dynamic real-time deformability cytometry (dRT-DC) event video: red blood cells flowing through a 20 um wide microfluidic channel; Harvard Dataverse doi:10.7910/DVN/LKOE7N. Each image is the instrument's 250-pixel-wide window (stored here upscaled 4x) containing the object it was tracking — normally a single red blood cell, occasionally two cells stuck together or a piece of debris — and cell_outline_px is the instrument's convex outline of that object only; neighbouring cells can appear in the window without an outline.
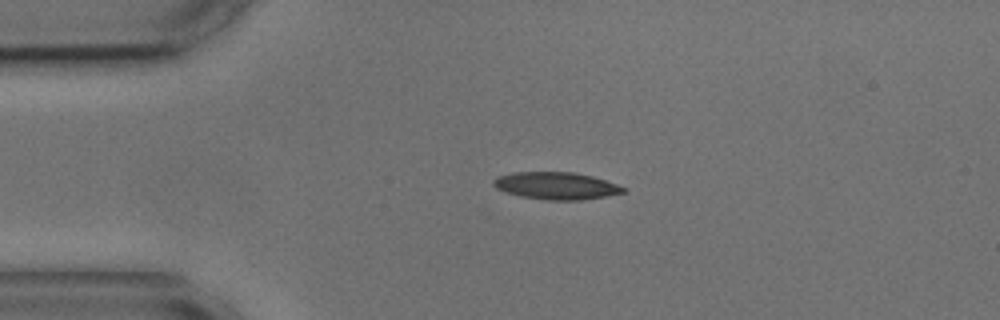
{"species": "common noctule bat (a hibernating species)", "species_latin": "Nyctalus noctula", "temperature_condition": "cold", "stored_images_in_passage": 44, "camera_frame_rate_fps": 3000, "um_per_image_px": 0.085, "animal": {"sex": "male", "body_mass_g": 17.9, "forearm_length_mm": 54.2}, "frame": {"image": 1, "passage_image": 1, "time_ms": 0.0, "image_size_px": [1000, 320], "cell_outline_px": [[628, 188], [624, 192], [604, 196], [580, 200], [548, 200], [520, 196], [504, 192], [496, 188], [492, 184], [492, 180], [496, 176], [512, 172], [572, 172], [592, 176]], "centroid_in_image_um": [47.22, 15.78], "position_along_channel_um": 37.8, "area_um2": 20.63}}
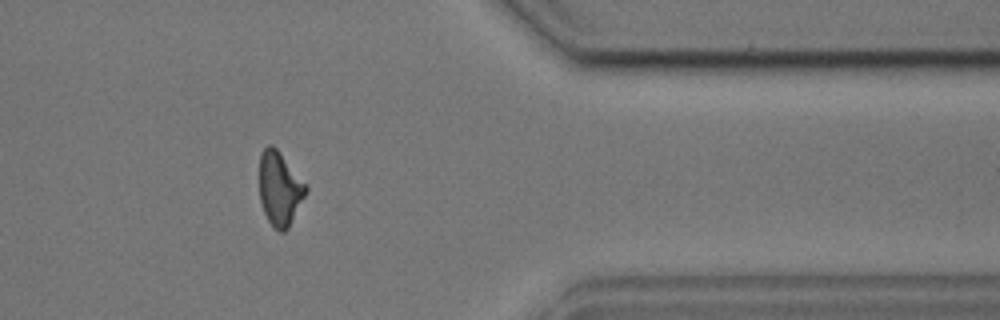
{"frame": {"image": 2, "passage_image": 34, "time_ms": 11.0, "image_size_px": [1000, 320], "cell_outline_px": [[308, 188], [288, 228], [284, 232], [280, 232], [268, 220], [264, 212], [260, 200], [260, 152], [268, 144], [272, 144], [276, 148], [308, 184]], "centroid_in_image_um": [23.78, 15.99], "position_along_channel_um": 387.6, "area_um2": 19.88}}
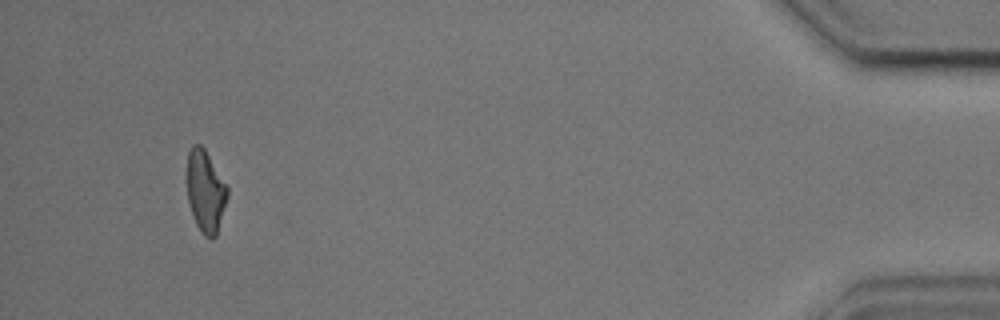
{"frame": {"image": 3, "passage_image": 41, "time_ms": 13.333, "image_size_px": [1000, 320], "cell_outline_px": [[228, 196], [216, 236], [212, 240], [204, 236], [200, 232], [196, 224], [188, 200], [184, 176], [188, 152], [192, 144], [200, 144], [204, 148], [228, 188]], "centroid_in_image_um": [17.42, 16.24], "position_along_channel_um": 417.8, "area_um2": 19.71}, "authors_computed_cell_mechanics": {"area_um2": 20.5479, "velocity_mm_per_s": 3.602, "shape_relaxation_time_tau1_ms": 4.2775, "shape_relaxation_time_tau2_ms": 3.9152, "deformation_change_tau1": 0.1542, "deformation_change_tau2": 0.1254}}